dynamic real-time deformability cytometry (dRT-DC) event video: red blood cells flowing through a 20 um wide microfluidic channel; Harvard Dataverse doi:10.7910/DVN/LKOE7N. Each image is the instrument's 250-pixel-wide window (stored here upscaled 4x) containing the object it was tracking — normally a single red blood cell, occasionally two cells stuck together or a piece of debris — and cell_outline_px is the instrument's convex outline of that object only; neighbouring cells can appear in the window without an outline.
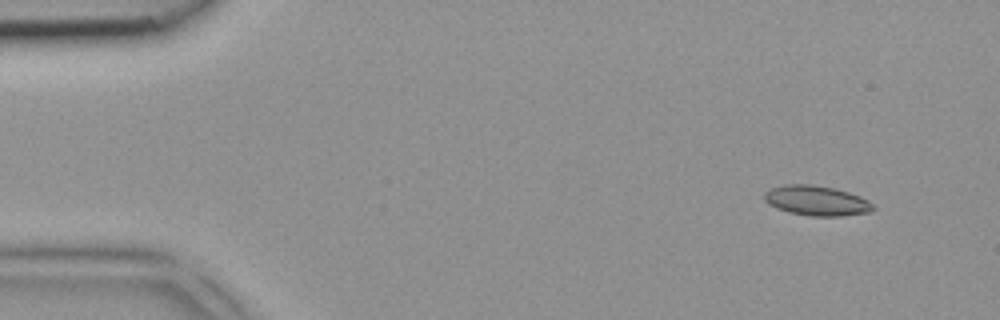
{"species": "common noctule bat (a hibernating species)", "species_latin": "Nyctalus noctula", "temperature_condition": "room temperature", "stored_images_in_passage": 3, "camera_frame_rate_fps": 3000, "um_per_image_px": 0.085, "animal": {"sex": "female", "body_mass_g": 18.4}, "frame": {"image": 1, "passage_image": 1, "time_ms": 0.0, "image_size_px": [1000, 320], "cell_outline_px": [[876, 208], [868, 212], [840, 216], [808, 216], [788, 212], [776, 208], [768, 204], [764, 200], [764, 192], [772, 188], [784, 184], [812, 184], [832, 188], [848, 192], [860, 196], [868, 200]], "centroid_in_image_um": [69.37, 17.06], "position_along_channel_um": 15.6, "area_um2": 19.02}}